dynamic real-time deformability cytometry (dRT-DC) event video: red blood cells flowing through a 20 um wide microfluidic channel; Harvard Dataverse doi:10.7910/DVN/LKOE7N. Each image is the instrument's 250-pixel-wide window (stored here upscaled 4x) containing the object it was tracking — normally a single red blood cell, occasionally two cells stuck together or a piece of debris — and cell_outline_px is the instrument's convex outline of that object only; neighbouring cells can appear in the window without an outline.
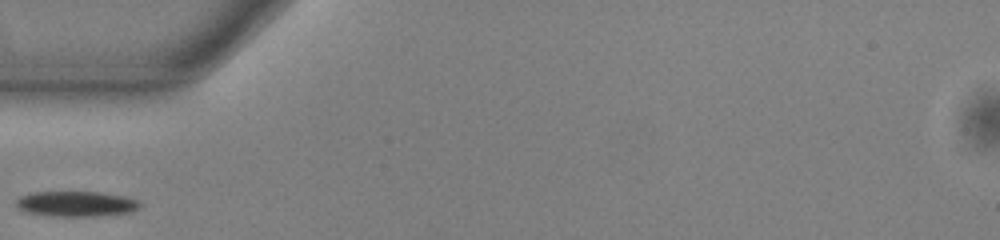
{"species": "common noctule bat (a hibernating species)", "species_latin": "Nyctalus noctula", "temperature_condition": "warm", "stored_images_in_passage": 27, "camera_frame_rate_fps": 3000, "um_per_image_px": 0.085, "animal": {"sex": "male", "body_mass_g": 13.0, "forearm_length_mm": 53.1}, "frame": {"image": 1, "passage_image": 1, "time_ms": 0.0, "image_size_px": [1000, 240], "cell_outline_px": [[140, 208], [132, 212], [92, 216], [48, 216], [24, 212], [16, 204], [16, 200], [20, 196], [32, 192], [96, 192], [124, 196], [136, 200], [140, 204]], "centroid_in_image_um": [6.44, 17.33], "position_along_channel_um": 78.6, "area_um2": 18.21}}
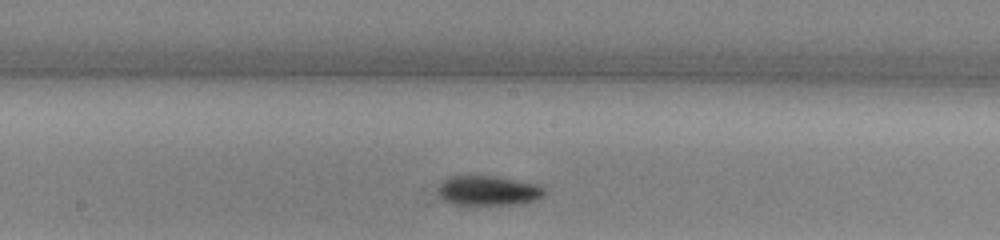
{"frame": {"image": 2, "passage_image": 11, "time_ms": 3.333, "image_size_px": [1000, 240], "cell_outline_px": [[548, 192], [544, 196], [532, 200], [516, 204], [452, 204], [444, 200], [436, 192], [436, 188], [448, 176], [492, 176], [536, 184], [544, 188]], "centroid_in_image_um": [41.46, 16.2], "position_along_channel_um": 206.7, "area_um2": 18.26}}
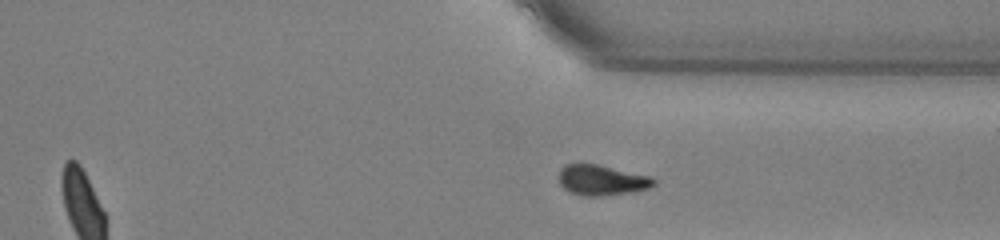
{"frame": {"image": 3, "passage_image": 23, "time_ms": 7.333, "image_size_px": [1000, 240], "cell_outline_px": [[656, 184], [648, 188], [628, 192], [600, 196], [584, 196], [568, 192], [560, 184], [560, 168], [564, 164], [596, 164], [648, 176], [656, 180]], "centroid_in_image_um": [51.1, 15.32], "position_along_channel_um": 360.3, "area_um2": 16.53}}